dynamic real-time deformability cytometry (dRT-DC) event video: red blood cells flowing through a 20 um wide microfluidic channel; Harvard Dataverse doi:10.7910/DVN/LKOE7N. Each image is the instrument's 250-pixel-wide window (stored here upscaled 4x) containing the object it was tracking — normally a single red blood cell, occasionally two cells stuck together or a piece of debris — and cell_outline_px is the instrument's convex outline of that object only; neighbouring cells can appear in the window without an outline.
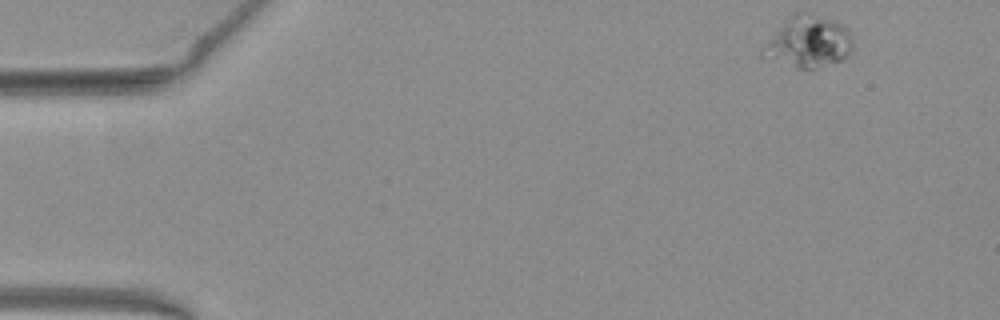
{"species": "common noctule bat (a hibernating species)", "species_latin": "Nyctalus noctula", "temperature_condition": "warm", "stored_images_in_passage": 3, "camera_frame_rate_fps": 3000, "um_per_image_px": 0.085, "animal": {"sex": "female", "body_mass_g": 19.3, "forearm_length_mm": 54.1}, "frame": {"image": 1, "passage_image": 1, "time_ms": 0.0, "image_size_px": [1000, 320], "cell_outline_px": [[852, 52], [848, 56], [840, 60], [816, 68], [796, 68], [760, 56], [760, 52], [764, 44], [788, 16], [792, 12], [812, 12], [844, 24], [852, 32]], "centroid_in_image_um": [68.72, 3.53], "position_along_channel_um": 16.3, "area_um2": 27.46}}